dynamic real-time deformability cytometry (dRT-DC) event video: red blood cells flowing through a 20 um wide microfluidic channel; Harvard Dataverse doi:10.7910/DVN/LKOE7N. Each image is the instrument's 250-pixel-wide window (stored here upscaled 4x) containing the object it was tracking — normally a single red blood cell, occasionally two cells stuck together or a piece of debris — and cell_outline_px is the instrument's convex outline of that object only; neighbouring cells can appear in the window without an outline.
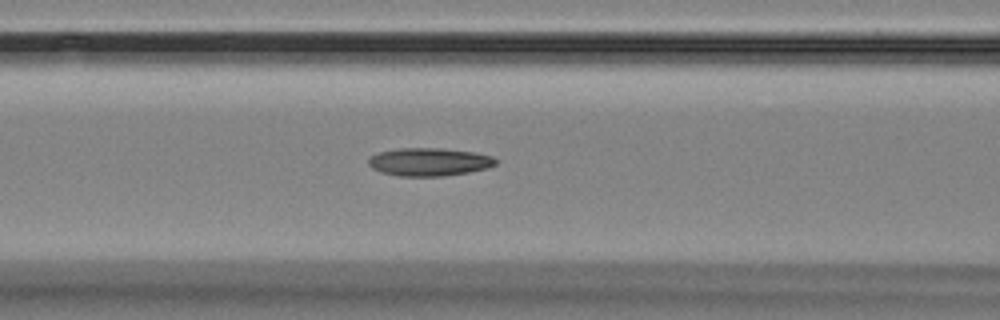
{"species": "Egyptian fruit bat (a non-hibernating species)", "species_latin": "Rousettus aegyptiacus", "temperature_condition": "room temperature", "stored_images_in_passage": 7, "camera_frame_rate_fps": 3000, "um_per_image_px": 0.085, "animal": {"sex": "female"}, "frame": {"image": 1, "passage_image": 7, "time_ms": 7.667, "image_size_px": [1000, 320], "cell_outline_px": [[496, 164], [488, 168], [468, 172], [444, 176], [400, 176], [380, 172], [372, 168], [368, 164], [368, 160], [372, 156], [380, 152], [400, 148], [440, 148], [476, 152], [492, 156], [496, 160]], "centroid_in_image_um": [36.49, 13.76], "position_along_channel_um": 130.1, "area_um2": 20.75}}